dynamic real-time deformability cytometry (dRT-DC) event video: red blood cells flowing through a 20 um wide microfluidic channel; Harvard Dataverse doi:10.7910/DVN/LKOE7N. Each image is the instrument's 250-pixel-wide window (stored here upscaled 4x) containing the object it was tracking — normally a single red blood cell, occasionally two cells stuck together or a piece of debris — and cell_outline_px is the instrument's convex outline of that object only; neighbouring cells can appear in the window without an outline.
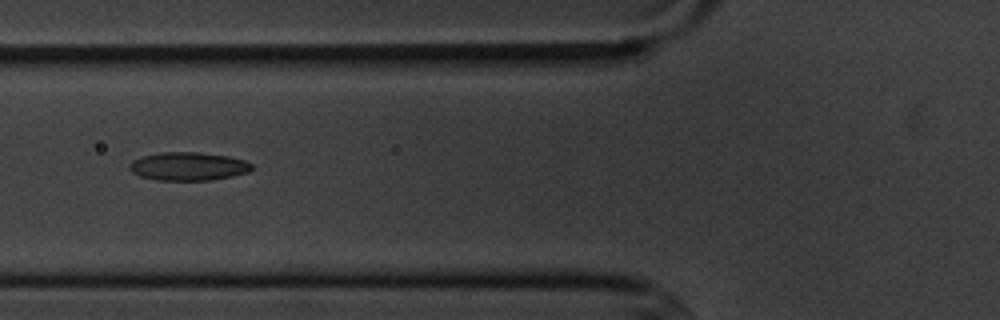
{"species": "common noctule bat (a hibernating species)", "species_latin": "Nyctalus noctula", "temperature_condition": "cold", "stored_images_in_passage": 6, "camera_frame_rate_fps": 3000, "um_per_image_px": 0.085, "animal": {"sex": "male", "body_mass_g": 20.1, "forearm_length_mm": 53.5}, "frame": {"image": 1, "passage_image": 6, "time_ms": 5.667, "image_size_px": [1000, 320], "cell_outline_px": [[252, 168], [248, 172], [232, 176], [212, 180], [156, 180], [140, 176], [132, 172], [128, 168], [132, 160], [140, 156], [160, 152], [200, 152], [228, 156], [244, 160], [252, 164]], "centroid_in_image_um": [15.97, 14.13], "position_along_channel_um": 109.8, "area_um2": 20.29}}